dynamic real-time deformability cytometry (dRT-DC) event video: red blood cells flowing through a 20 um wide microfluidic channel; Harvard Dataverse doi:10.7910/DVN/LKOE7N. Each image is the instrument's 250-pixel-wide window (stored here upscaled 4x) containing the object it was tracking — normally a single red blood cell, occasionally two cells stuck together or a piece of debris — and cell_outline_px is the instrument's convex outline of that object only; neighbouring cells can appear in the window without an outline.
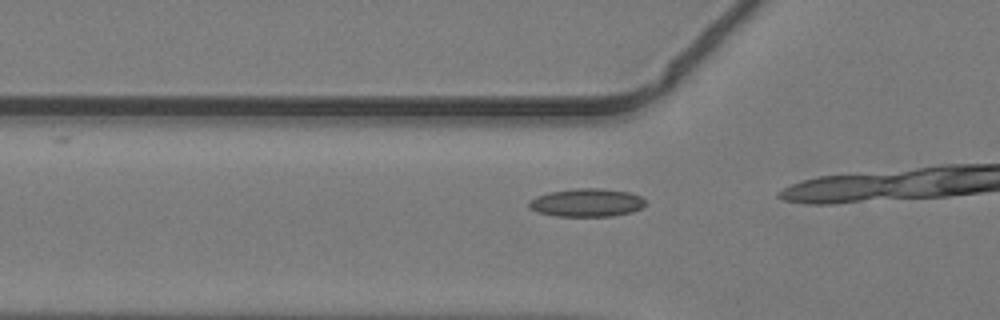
{"species": "common noctule bat (a hibernating species)", "species_latin": "Nyctalus noctula", "temperature_condition": "warm", "stored_images_in_passage": 14, "camera_frame_rate_fps": 3000, "um_per_image_px": 0.085, "animal": {"sex": "male", "body_mass_g": 19.2, "forearm_length_mm": 51.8}, "frame": {"image": 1, "passage_image": 12, "time_ms": 3.667, "image_size_px": [1000, 320], "cell_outline_px": [[648, 204], [632, 212], [612, 216], [552, 216], [536, 212], [528, 208], [528, 200], [536, 196], [548, 192], [576, 188], [604, 188], [628, 192], [640, 196]], "centroid_in_image_um": [49.83, 17.22], "position_along_channel_um": 76.0, "area_um2": 19.42}}